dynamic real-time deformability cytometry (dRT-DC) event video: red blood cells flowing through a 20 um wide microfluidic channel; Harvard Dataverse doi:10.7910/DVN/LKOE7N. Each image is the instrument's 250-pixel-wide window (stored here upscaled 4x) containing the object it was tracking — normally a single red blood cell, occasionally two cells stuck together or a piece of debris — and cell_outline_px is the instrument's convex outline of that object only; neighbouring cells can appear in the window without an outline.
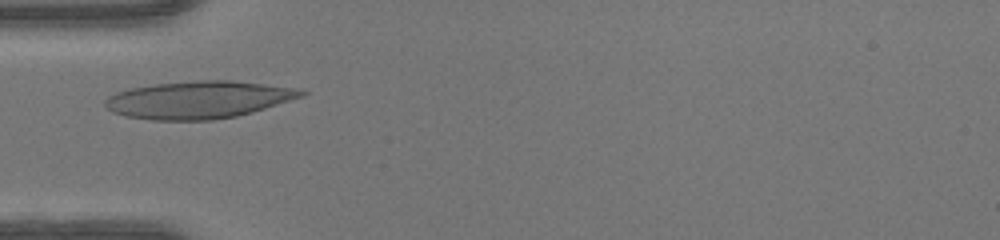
{"species": "human", "species_latin": "Homo sapiens", "temperature_condition": "warm", "stored_images_in_passage": 33, "camera_frame_rate_fps": 3000, "um_per_image_px": 0.085, "donor": {"sex": "female"}, "frame": {"image": 1, "passage_image": 8, "time_ms": 2.333, "image_size_px": [1000, 240], "cell_outline_px": [[308, 92], [304, 96], [252, 112], [236, 116], [212, 120], [152, 120], [124, 116], [112, 112], [104, 108], [104, 100], [108, 96], [116, 92], [132, 88], [156, 84], [200, 80], [232, 80], [300, 88]], "centroid_in_image_um": [16.87, 8.48], "position_along_channel_um": 68.1, "area_um2": 42.95}}
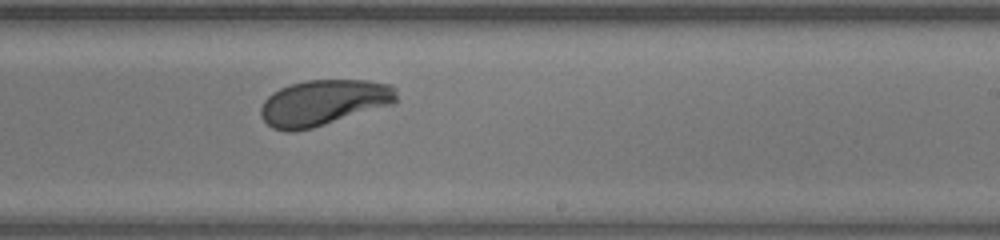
{"frame": {"image": 2, "passage_image": 22, "time_ms": 7.0, "image_size_px": [1000, 240], "cell_outline_px": [[396, 104], [312, 128], [296, 132], [288, 132], [272, 128], [260, 116], [260, 108], [264, 100], [272, 92], [280, 88], [292, 84], [308, 80], [368, 80], [392, 84], [396, 88]], "centroid_in_image_um": [27.53, 8.73], "position_along_channel_um": 261.5, "area_um2": 36.59}}
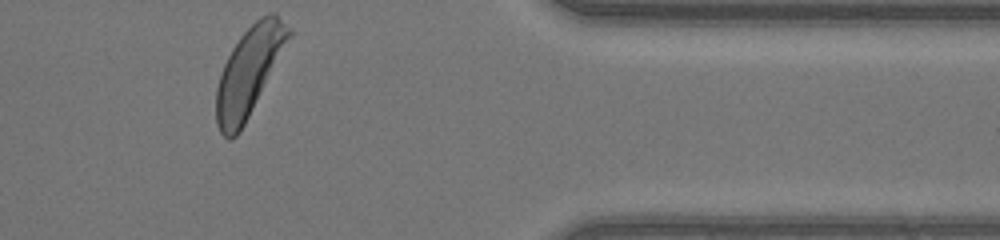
{"frame": {"image": 3, "passage_image": 33, "time_ms": 10.667, "image_size_px": [1000, 240], "cell_outline_px": [[292, 32], [244, 124], [236, 136], [232, 140], [228, 140], [220, 132], [216, 124], [216, 88], [220, 72], [232, 48], [240, 36], [260, 16], [268, 12], [276, 12], [292, 28]], "centroid_in_image_um": [21.13, 6.05], "position_along_channel_um": 390.3, "area_um2": 36.65}, "authors_computed_cell_mechanics": {"area_um2": 37.57, "velocity_mm_per_s": 4.1558, "shape_relaxation_time_tau1_ms": 2.3621, "shape_relaxation_time_tau2_ms": null, "deformation_change_tau1": 0.1636, "deformation_change_tau2": null}}